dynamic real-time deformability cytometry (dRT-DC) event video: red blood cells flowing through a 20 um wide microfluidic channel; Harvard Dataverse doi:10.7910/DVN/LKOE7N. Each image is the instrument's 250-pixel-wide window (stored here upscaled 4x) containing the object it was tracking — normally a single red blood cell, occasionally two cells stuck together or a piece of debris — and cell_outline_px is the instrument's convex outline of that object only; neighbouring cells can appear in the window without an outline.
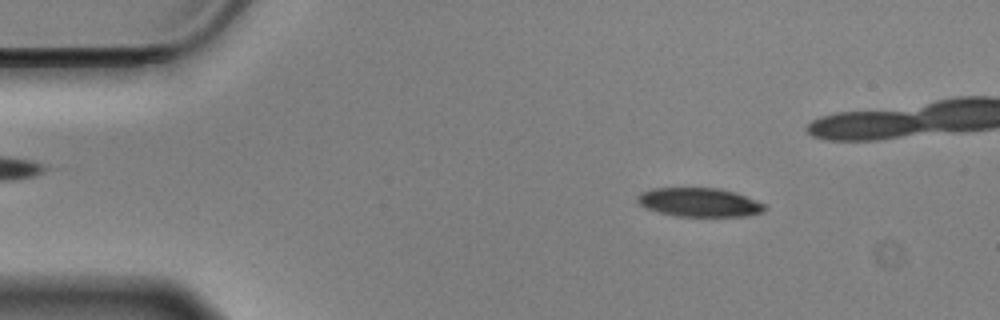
{"species": "Egyptian fruit bat (a non-hibernating species)", "species_latin": "Rousettus aegyptiacus", "temperature_condition": "cold", "stored_images_in_passage": 48, "camera_frame_rate_fps": 3000, "um_per_image_px": 0.085, "animal": {"sex": "male"}, "frame": {"image": 1, "passage_image": 8, "time_ms": 2.333, "image_size_px": [1000, 320], "cell_outline_px": [[768, 208], [760, 212], [748, 216], [676, 216], [660, 212], [648, 208], [640, 204], [636, 200], [636, 196], [640, 192], [652, 188], [720, 188], [736, 192], [768, 204]], "centroid_in_image_um": [59.49, 17.19], "position_along_channel_um": 25.5, "area_um2": 21.56}}
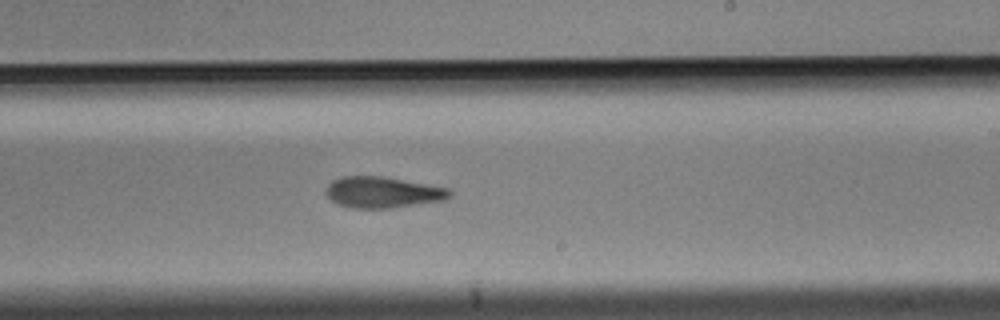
{"frame": {"image": 2, "passage_image": 33, "time_ms": 10.667, "image_size_px": [1000, 320], "cell_outline_px": [[452, 196], [444, 200], [388, 208], [352, 208], [340, 204], [332, 200], [328, 196], [328, 184], [332, 180], [340, 176], [384, 176], [448, 188], [452, 192]], "centroid_in_image_um": [32.55, 16.33], "position_along_channel_um": 256.4, "area_um2": 22.2}}
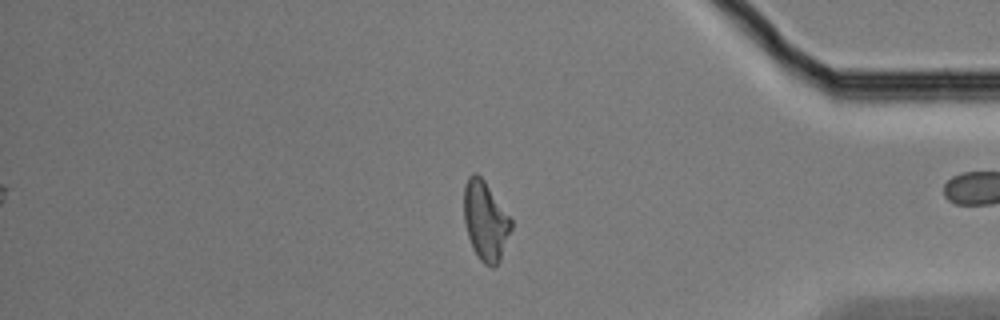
{"frame": {"image": 3, "passage_image": 47, "time_ms": 15.333, "image_size_px": [1000, 320], "cell_outline_px": [[512, 228], [500, 260], [492, 268], [484, 264], [480, 260], [468, 236], [464, 220], [464, 184], [468, 176], [472, 172], [476, 172], [484, 180], [512, 220]], "centroid_in_image_um": [41.26, 18.75], "position_along_channel_um": 393.9, "area_um2": 21.62}}